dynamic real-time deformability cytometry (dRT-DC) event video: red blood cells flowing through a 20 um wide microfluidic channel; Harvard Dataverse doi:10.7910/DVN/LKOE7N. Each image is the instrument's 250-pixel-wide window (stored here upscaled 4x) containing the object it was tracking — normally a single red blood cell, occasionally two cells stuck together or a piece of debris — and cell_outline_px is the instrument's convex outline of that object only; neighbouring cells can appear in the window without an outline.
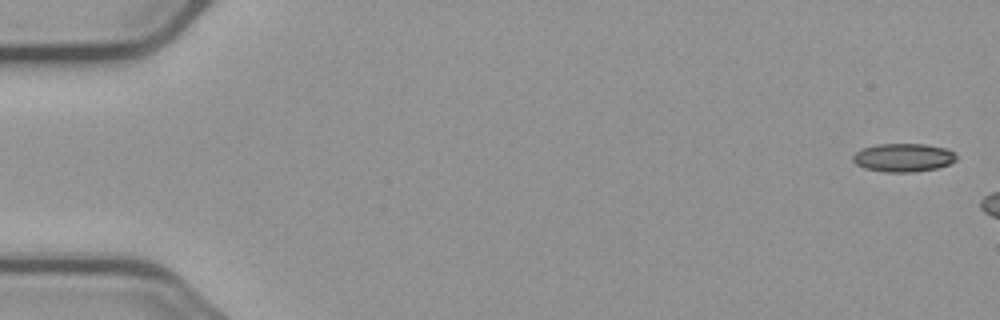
{"species": "common noctule bat (a hibernating species)", "species_latin": "Nyctalus noctula", "temperature_condition": "cold", "stored_images_in_passage": 3, "camera_frame_rate_fps": 3000, "um_per_image_px": 0.085, "animal": {"sex": "male", "body_mass_g": 23.1, "forearm_length_mm": 52.7}, "frame": {"image": 1, "passage_image": 1, "time_ms": 0.0, "image_size_px": [1000, 320], "cell_outline_px": [[956, 160], [948, 164], [936, 168], [912, 172], [884, 172], [864, 168], [856, 164], [852, 160], [852, 156], [856, 152], [864, 148], [876, 144], [924, 144], [948, 148], [956, 156]], "centroid_in_image_um": [76.76, 13.39], "position_along_channel_um": 8.2, "area_um2": 17.05}}